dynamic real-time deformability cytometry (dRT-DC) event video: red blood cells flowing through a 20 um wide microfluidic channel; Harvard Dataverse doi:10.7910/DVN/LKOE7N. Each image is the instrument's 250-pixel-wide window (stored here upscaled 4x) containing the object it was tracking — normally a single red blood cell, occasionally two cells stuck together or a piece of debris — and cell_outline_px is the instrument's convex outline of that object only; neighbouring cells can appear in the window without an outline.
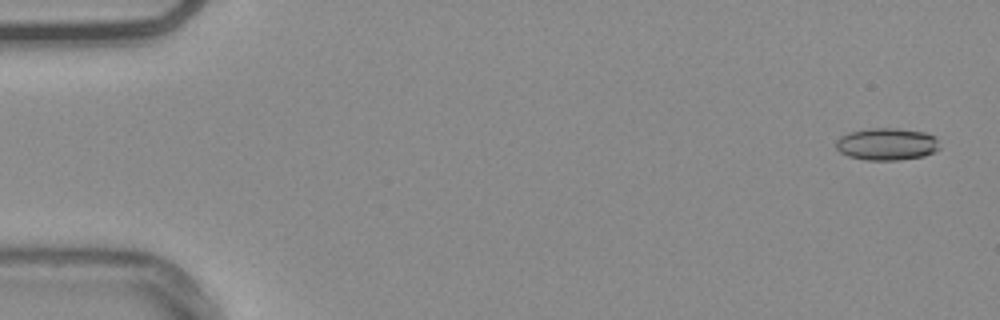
{"species": "common noctule bat (a hibernating species)", "species_latin": "Nyctalus noctula", "temperature_condition": "warm", "stored_images_in_passage": 55, "camera_frame_rate_fps": 3000, "um_per_image_px": 0.085, "animal": {"sex": "male", "body_mass_g": 20.4}, "frame": {"image": 1, "passage_image": 3, "time_ms": 0.667, "image_size_px": [1000, 320], "cell_outline_px": [[940, 148], [924, 156], [900, 160], [864, 160], [848, 156], [840, 152], [836, 148], [836, 140], [840, 136], [848, 132], [872, 128], [896, 128], [924, 132], [936, 136]], "centroid_in_image_um": [75.37, 12.25], "position_along_channel_um": 9.6, "area_um2": 19.59}}
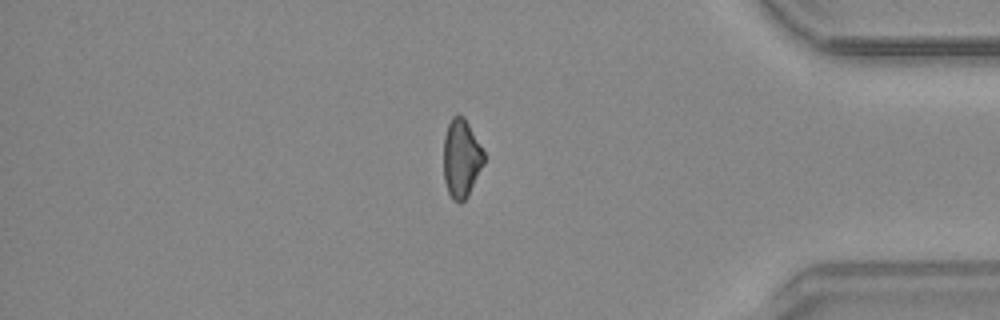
{"frame": {"image": 2, "passage_image": 47, "time_ms": 15.333, "image_size_px": [1000, 320], "cell_outline_px": [[484, 164], [468, 196], [460, 204], [452, 200], [448, 192], [444, 180], [444, 136], [448, 124], [452, 116], [464, 116], [484, 152]], "centroid_in_image_um": [39.21, 13.5], "position_along_channel_um": 396.0, "area_um2": 18.44}}
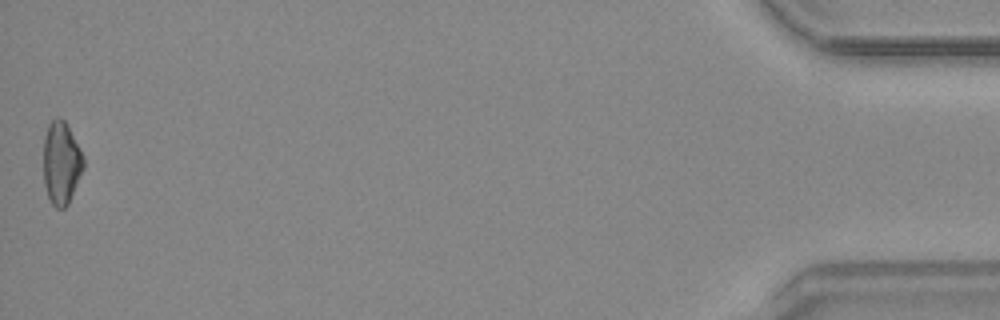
{"frame": {"image": 3, "passage_image": 55, "time_ms": 18.0, "image_size_px": [1000, 320], "cell_outline_px": [[84, 168], [68, 204], [64, 208], [56, 208], [52, 204], [48, 196], [44, 184], [44, 136], [48, 124], [56, 116], [60, 116], [64, 120], [84, 160]], "centroid_in_image_um": [5.19, 13.86], "position_along_channel_um": 430.0, "area_um2": 19.02}, "authors_computed_cell_mechanics": {"area_um2": 19.4208, "velocity_mm_per_s": 3.7834, "shape_relaxation_time_tau1_ms": null, "shape_relaxation_time_tau2_ms": 2.8687, "deformation_change_tau1": null, "deformation_change_tau2": 0.092}}